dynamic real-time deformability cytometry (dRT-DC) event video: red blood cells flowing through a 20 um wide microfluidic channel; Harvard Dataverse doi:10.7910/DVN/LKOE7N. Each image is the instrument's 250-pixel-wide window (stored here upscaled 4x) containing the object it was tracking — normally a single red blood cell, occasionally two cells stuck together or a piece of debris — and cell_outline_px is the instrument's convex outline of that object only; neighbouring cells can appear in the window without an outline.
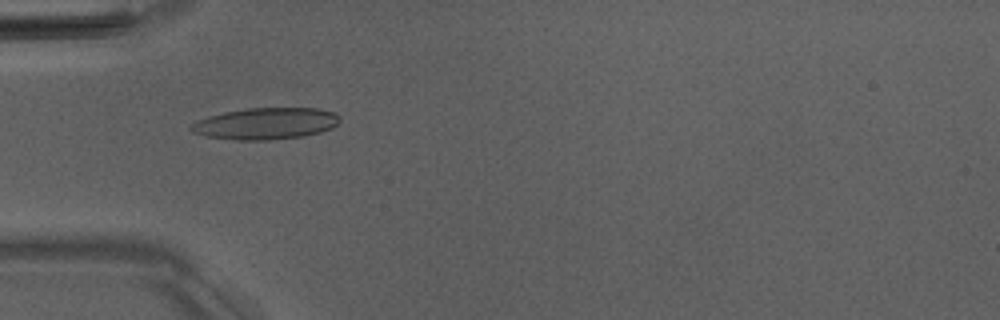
{"species": "Egyptian fruit bat (a non-hibernating species)", "species_latin": "Rousettus aegyptiacus", "temperature_condition": "room temperature", "stored_images_in_passage": 3, "camera_frame_rate_fps": 3000, "um_per_image_px": 0.085, "animal": {"sex": "male"}, "frame": {"image": 1, "passage_image": 2, "time_ms": 0.333, "image_size_px": [1000, 320], "cell_outline_px": [[340, 120], [332, 128], [320, 132], [304, 136], [268, 140], [236, 140], [204, 136], [192, 132], [188, 128], [192, 124], [208, 116], [224, 112], [248, 108], [320, 108], [332, 112], [340, 116]], "centroid_in_image_um": [22.59, 10.5], "position_along_channel_um": 62.4, "area_um2": 27.4}}